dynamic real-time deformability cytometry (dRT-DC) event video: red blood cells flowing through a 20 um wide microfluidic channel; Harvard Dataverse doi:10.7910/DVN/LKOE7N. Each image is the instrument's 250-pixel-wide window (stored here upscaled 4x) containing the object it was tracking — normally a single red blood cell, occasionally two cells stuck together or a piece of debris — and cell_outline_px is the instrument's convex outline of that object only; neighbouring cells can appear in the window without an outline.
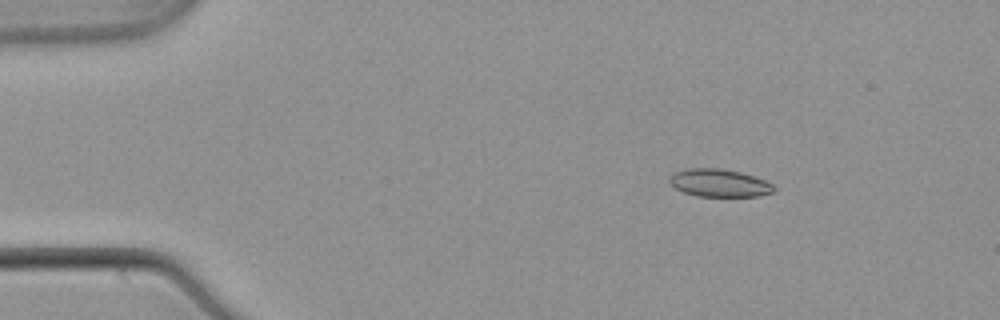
{"species": "common noctule bat (a hibernating species)", "species_latin": "Nyctalus noctula", "temperature_condition": "warm", "stored_images_in_passage": 53, "camera_frame_rate_fps": 3000, "um_per_image_px": 0.085, "animal": {"sex": "male", "body_mass_g": 21.5, "forearm_length_mm": 52.0}, "frame": {"image": 1, "passage_image": 8, "time_ms": 2.333, "image_size_px": [1000, 320], "cell_outline_px": [[776, 188], [772, 192], [760, 196], [696, 196], [684, 192], [668, 184], [668, 180], [672, 172], [688, 168], [720, 168], [740, 172], [764, 180], [772, 184]], "centroid_in_image_um": [61.08, 15.55], "position_along_channel_um": 23.9, "area_um2": 16.94}}
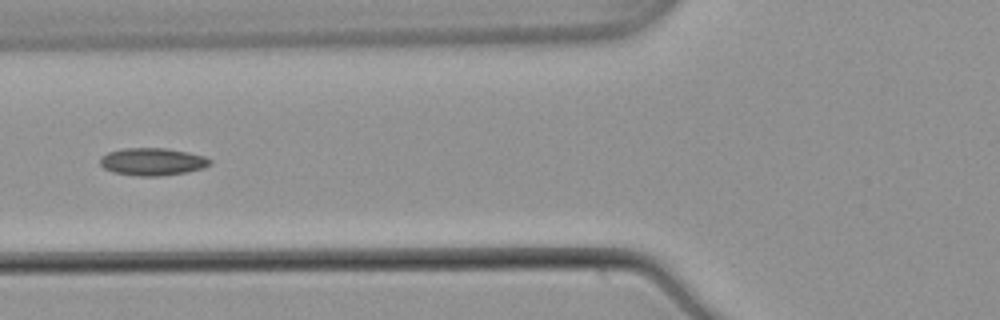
{"frame": {"image": 2, "passage_image": 21, "time_ms": 6.667, "image_size_px": [1000, 320], "cell_outline_px": [[212, 164], [204, 168], [188, 172], [160, 176], [140, 176], [112, 172], [104, 168], [100, 164], [100, 156], [108, 152], [124, 148], [164, 148], [188, 152], [204, 156], [212, 160]], "centroid_in_image_um": [12.97, 13.74], "position_along_channel_um": 112.8, "area_um2": 17.74}}
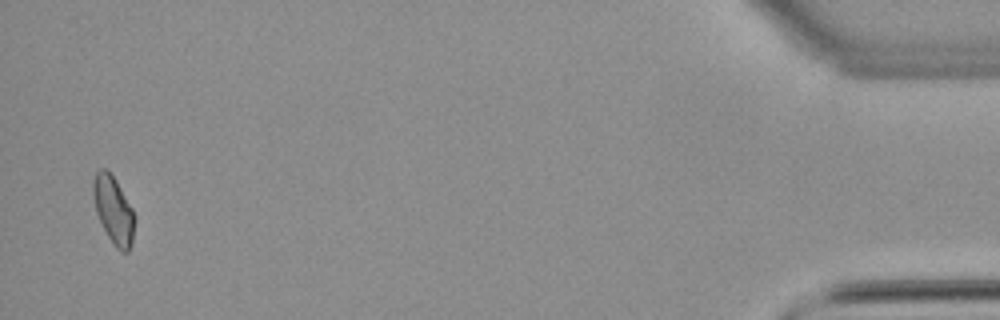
{"frame": {"image": 3, "passage_image": 52, "time_ms": 17.0, "image_size_px": [1000, 320], "cell_outline_px": [[132, 244], [128, 252], [120, 252], [116, 248], [108, 236], [96, 212], [92, 192], [92, 184], [96, 172], [100, 168], [104, 168], [116, 180], [132, 208]], "centroid_in_image_um": [9.61, 17.84], "position_along_channel_um": 425.6, "area_um2": 15.78}, "authors_computed_cell_mechanics": {"area_um2": 16.6464, "velocity_mm_per_s": 3.8807, "shape_relaxation_time_tau1_ms": null, "shape_relaxation_time_tau2_ms": 4.5776, "deformation_change_tau1": null, "deformation_change_tau2": 0.1091}}